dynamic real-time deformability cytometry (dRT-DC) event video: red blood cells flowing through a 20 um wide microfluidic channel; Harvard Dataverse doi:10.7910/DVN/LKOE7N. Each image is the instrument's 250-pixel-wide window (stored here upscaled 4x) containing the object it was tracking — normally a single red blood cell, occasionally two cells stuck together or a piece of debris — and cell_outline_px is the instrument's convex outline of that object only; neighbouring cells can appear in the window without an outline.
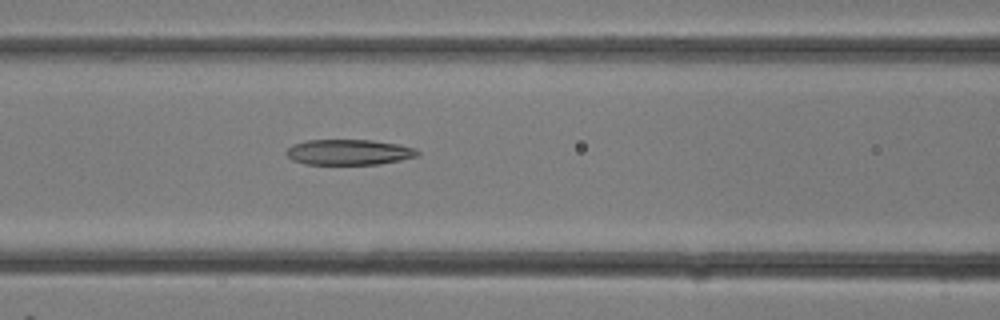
{"species": "common noctule bat (a hibernating species)", "species_latin": "Nyctalus noctula", "temperature_condition": "room temperature", "stored_images_in_passage": 12, "camera_frame_rate_fps": 3000, "um_per_image_px": 0.085, "animal": {"sex": "female"}, "frame": {"image": 1, "passage_image": 12, "time_ms": 3.667, "image_size_px": [1000, 320], "cell_outline_px": [[420, 156], [380, 164], [304, 164], [292, 160], [284, 152], [292, 144], [308, 140], [372, 140], [396, 144], [416, 148], [420, 152]], "centroid_in_image_um": [29.66, 12.93], "position_along_channel_um": 136.9, "area_um2": 19.59}}